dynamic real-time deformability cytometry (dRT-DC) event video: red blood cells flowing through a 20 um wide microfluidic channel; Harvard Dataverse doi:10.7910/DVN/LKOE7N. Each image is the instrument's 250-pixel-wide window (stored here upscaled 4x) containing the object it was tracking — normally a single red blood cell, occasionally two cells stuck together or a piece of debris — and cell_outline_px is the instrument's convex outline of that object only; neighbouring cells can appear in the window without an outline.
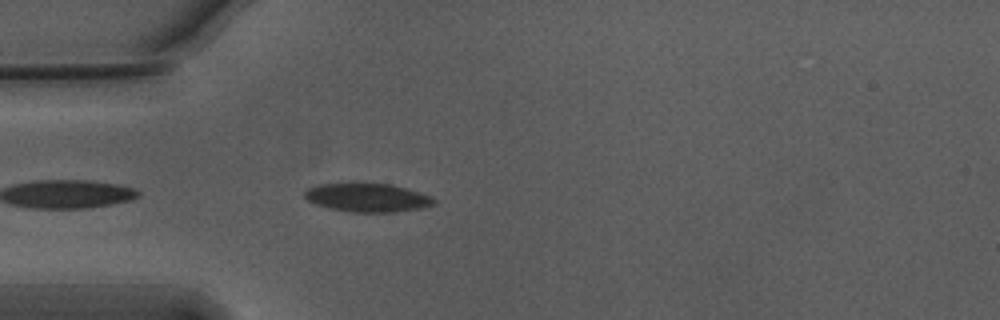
{"species": "Egyptian fruit bat (a non-hibernating species)", "species_latin": "Rousettus aegyptiacus", "temperature_condition": "warm", "stored_images_in_passage": 7, "camera_frame_rate_fps": 3000, "um_per_image_px": 0.085, "animal": {"sex": "male"}, "frame": {"image": 1, "passage_image": 2, "time_ms": 0.333, "image_size_px": [1000, 320], "cell_outline_px": [[436, 204], [424, 208], [396, 212], [352, 212], [328, 208], [316, 204], [308, 200], [304, 196], [304, 192], [308, 188], [320, 184], [392, 184], [420, 192], [432, 196], [436, 200]], "centroid_in_image_um": [31.29, 16.81], "position_along_channel_um": 53.7, "area_um2": 21.5}}
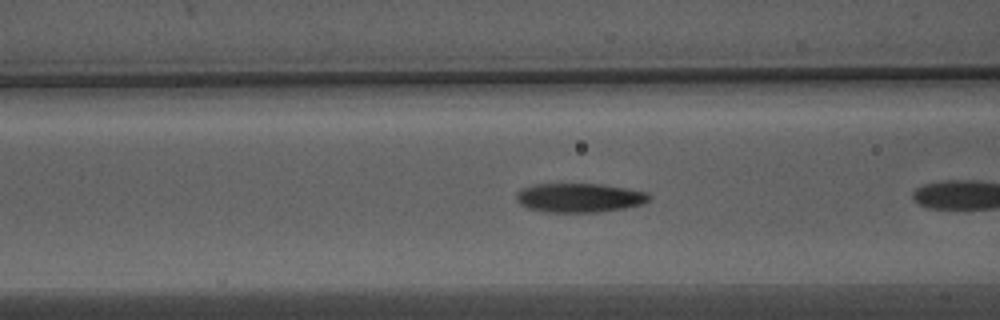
{"frame": {"image": 2, "passage_image": 5, "time_ms": 1.333, "image_size_px": [1000, 320], "cell_outline_px": [[652, 196], [648, 200], [640, 204], [624, 208], [600, 212], [544, 212], [528, 208], [520, 204], [516, 200], [516, 192], [524, 188], [536, 184], [600, 184], [624, 188], [644, 192]], "centroid_in_image_um": [49.2, 16.81], "position_along_channel_um": 117.4, "area_um2": 22.31}}